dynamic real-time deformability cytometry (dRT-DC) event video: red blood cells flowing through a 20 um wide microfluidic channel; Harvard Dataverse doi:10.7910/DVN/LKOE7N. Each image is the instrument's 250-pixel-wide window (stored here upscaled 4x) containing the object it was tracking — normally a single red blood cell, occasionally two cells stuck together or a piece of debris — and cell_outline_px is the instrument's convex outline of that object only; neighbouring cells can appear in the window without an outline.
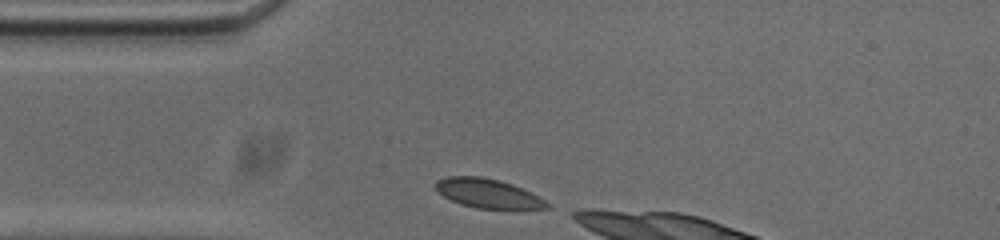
{"species": "common noctule bat (a hibernating species)", "species_latin": "Nyctalus noctula", "temperature_condition": "cold", "stored_images_in_passage": 7, "camera_frame_rate_fps": 3000, "um_per_image_px": 0.085, "animal": {"sex": "male", "body_mass_g": 20.0, "forearm_length_mm": 53.3}, "frame": {"image": 1, "passage_image": 1, "time_ms": 0.0, "image_size_px": [1000, 240], "cell_outline_px": [[552, 208], [516, 212], [476, 208], [460, 204], [444, 196], [436, 188], [436, 180], [448, 176], [480, 176], [512, 184], [544, 200]], "centroid_in_image_um": [41.55, 16.51], "position_along_channel_um": 43.5, "area_um2": 19.42}}
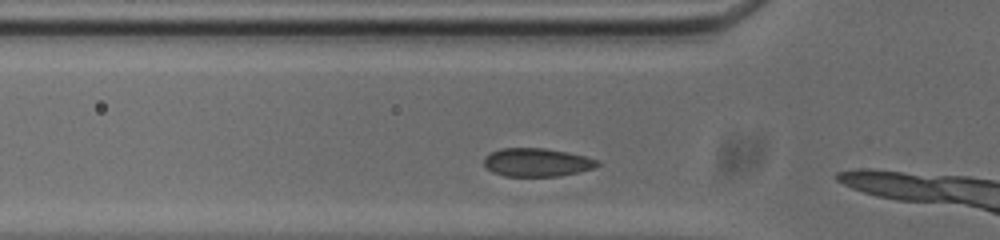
{"frame": {"image": 2, "passage_image": 5, "time_ms": 1.333, "image_size_px": [1000, 240], "cell_outline_px": [[600, 164], [592, 168], [560, 176], [504, 176], [492, 172], [484, 164], [484, 156], [500, 148], [544, 148], [568, 152], [600, 160]], "centroid_in_image_um": [45.62, 13.79], "position_along_channel_um": 80.2, "area_um2": 18.67}}